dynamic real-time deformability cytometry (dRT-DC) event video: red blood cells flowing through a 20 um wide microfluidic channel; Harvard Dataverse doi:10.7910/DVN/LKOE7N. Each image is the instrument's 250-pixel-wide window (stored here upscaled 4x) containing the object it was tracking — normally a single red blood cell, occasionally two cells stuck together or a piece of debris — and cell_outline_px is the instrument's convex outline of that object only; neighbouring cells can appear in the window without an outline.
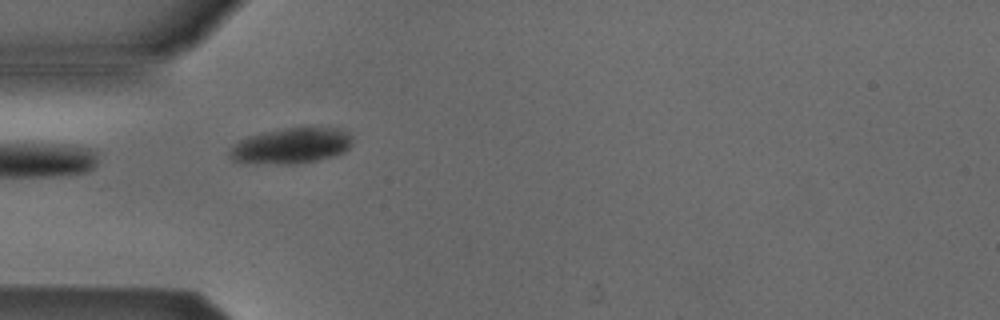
{"species": "Egyptian fruit bat (a non-hibernating species)", "species_latin": "Rousettus aegyptiacus", "temperature_condition": "cold", "stored_images_in_passage": 2, "camera_frame_rate_fps": 3000, "um_per_image_px": 0.085, "animal": {"sex": "male"}, "frame": {"image": 1, "passage_image": 1, "time_ms": 0.0, "image_size_px": [1000, 320], "cell_outline_px": [[352, 144], [344, 152], [332, 156], [316, 160], [288, 164], [284, 164], [232, 160], [228, 156], [228, 152], [232, 144], [248, 136], [264, 132], [288, 128], [344, 128], [352, 136]], "centroid_in_image_um": [24.77, 12.37], "position_along_channel_um": 60.2, "area_um2": 25.2}}